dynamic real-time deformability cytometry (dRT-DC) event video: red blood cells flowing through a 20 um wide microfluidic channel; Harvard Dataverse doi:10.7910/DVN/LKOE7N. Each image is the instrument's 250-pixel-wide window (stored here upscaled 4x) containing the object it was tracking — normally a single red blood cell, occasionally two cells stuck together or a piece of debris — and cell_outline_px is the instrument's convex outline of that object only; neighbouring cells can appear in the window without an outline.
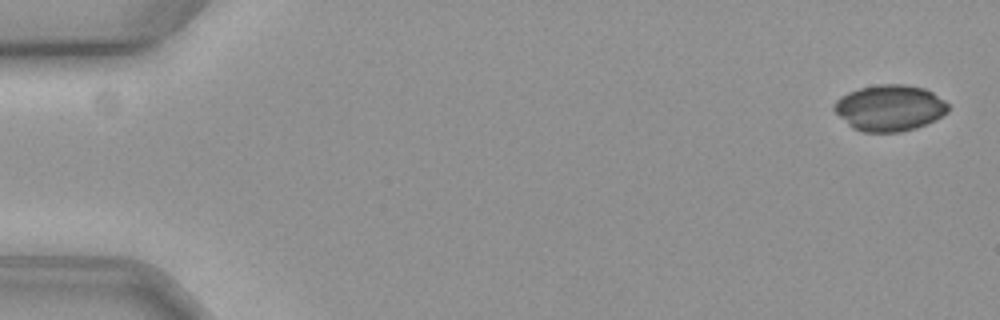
{"species": "common noctule bat (a hibernating species)", "species_latin": "Nyctalus noctula", "temperature_condition": "cold", "stored_images_in_passage": 58, "camera_frame_rate_fps": 3000, "um_per_image_px": 0.085, "animal": {"sex": "female", "body_mass_g": 19.3, "forearm_length_mm": 54.1}, "frame": {"image": 1, "passage_image": 2, "time_ms": 0.333, "image_size_px": [1000, 320], "cell_outline_px": [[948, 112], [916, 128], [900, 132], [864, 132], [852, 128], [832, 108], [836, 100], [840, 96], [848, 92], [860, 88], [880, 84], [904, 84], [924, 88], [932, 92], [944, 100], [948, 104]], "centroid_in_image_um": [75.6, 9.17], "position_along_channel_um": 9.4, "area_um2": 30.46}}
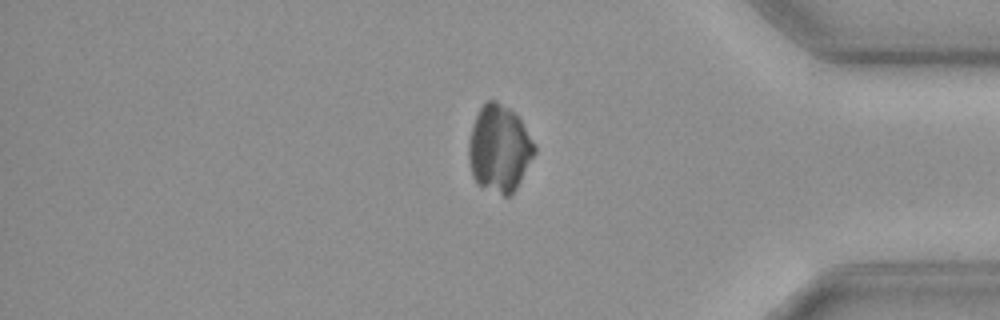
{"frame": {"image": 2, "passage_image": 49, "time_ms": 16.0, "image_size_px": [1000, 320], "cell_outline_px": [[536, 152], [512, 196], [504, 196], [480, 184], [472, 176], [468, 160], [468, 144], [472, 128], [476, 116], [480, 108], [488, 100], [496, 100], [508, 108], [520, 120], [536, 144]], "centroid_in_image_um": [42.45, 12.64], "position_along_channel_um": 392.8, "area_um2": 33.06}}
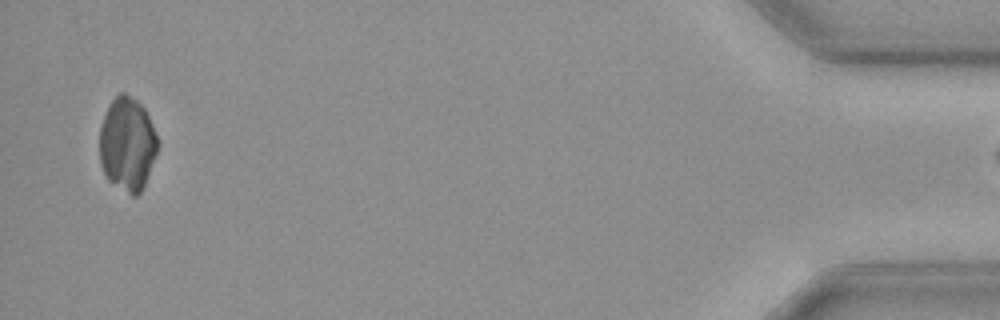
{"frame": {"image": 3, "passage_image": 57, "time_ms": 18.667, "image_size_px": [1000, 320], "cell_outline_px": [[156, 152], [144, 184], [140, 192], [136, 196], [132, 196], [108, 180], [100, 164], [100, 124], [108, 104], [120, 92], [124, 92], [136, 100], [144, 108], [152, 124], [156, 136]], "centroid_in_image_um": [10.78, 12.22], "position_along_channel_um": 424.4, "area_um2": 31.27}}